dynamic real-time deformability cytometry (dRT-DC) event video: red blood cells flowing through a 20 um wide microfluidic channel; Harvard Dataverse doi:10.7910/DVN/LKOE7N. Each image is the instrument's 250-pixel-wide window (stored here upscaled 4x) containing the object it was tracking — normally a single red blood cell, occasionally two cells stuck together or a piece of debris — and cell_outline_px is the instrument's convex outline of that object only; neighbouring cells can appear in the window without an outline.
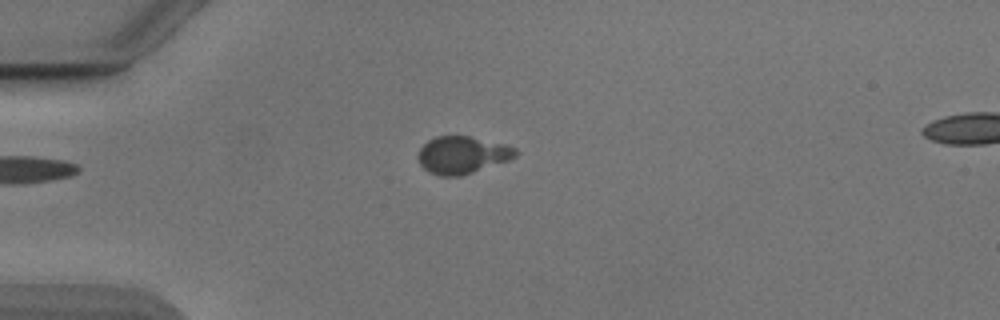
{"species": "Egyptian fruit bat (a non-hibernating species)", "species_latin": "Rousettus aegyptiacus", "temperature_condition": "cold", "stored_images_in_passage": 39, "camera_frame_rate_fps": 3000, "um_per_image_px": 0.085, "animal": {"sex": "male"}, "frame": {"image": 1, "passage_image": 1, "time_ms": 0.0, "image_size_px": [1000, 320], "cell_outline_px": [[520, 152], [516, 156], [508, 160], [460, 176], [440, 176], [424, 168], [420, 164], [416, 156], [420, 148], [428, 140], [436, 136], [468, 136], [504, 144], [516, 148]], "centroid_in_image_um": [39.28, 13.16], "position_along_channel_um": 45.7, "area_um2": 21.04}}
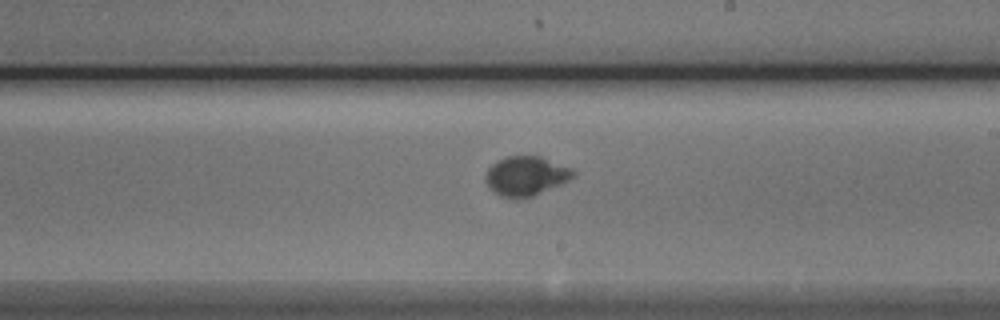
{"frame": {"image": 2, "passage_image": 18, "time_ms": 5.667, "image_size_px": [1000, 320], "cell_outline_px": [[576, 176], [560, 184], [532, 196], [516, 200], [500, 196], [488, 184], [488, 168], [496, 160], [508, 156], [540, 156], [572, 168], [576, 172]], "centroid_in_image_um": [44.75, 14.95], "position_along_channel_um": 244.3, "area_um2": 19.88}}
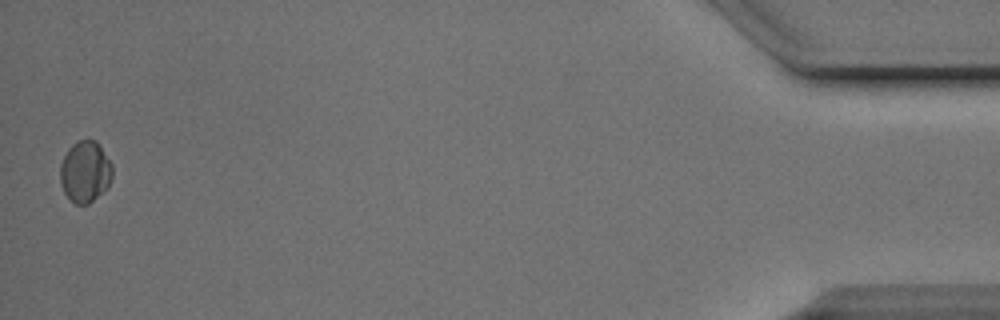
{"frame": {"image": 3, "passage_image": 39, "time_ms": 12.667, "image_size_px": [1000, 320], "cell_outline_px": [[112, 176], [108, 188], [88, 204], [76, 204], [64, 192], [60, 184], [60, 164], [68, 148], [72, 144], [80, 140], [96, 140], [112, 164]], "centroid_in_image_um": [7.24, 14.59], "position_along_channel_um": 428.0, "area_um2": 18.67}, "authors_computed_cell_mechanics": {"area_um2": 19.7676, "velocity_mm_per_s": 3.8916, "shape_relaxation_time_tau1_ms": 6.672, "shape_relaxation_time_tau2_ms": null, "deformation_change_tau1": 0.124, "deformation_change_tau2": null}}